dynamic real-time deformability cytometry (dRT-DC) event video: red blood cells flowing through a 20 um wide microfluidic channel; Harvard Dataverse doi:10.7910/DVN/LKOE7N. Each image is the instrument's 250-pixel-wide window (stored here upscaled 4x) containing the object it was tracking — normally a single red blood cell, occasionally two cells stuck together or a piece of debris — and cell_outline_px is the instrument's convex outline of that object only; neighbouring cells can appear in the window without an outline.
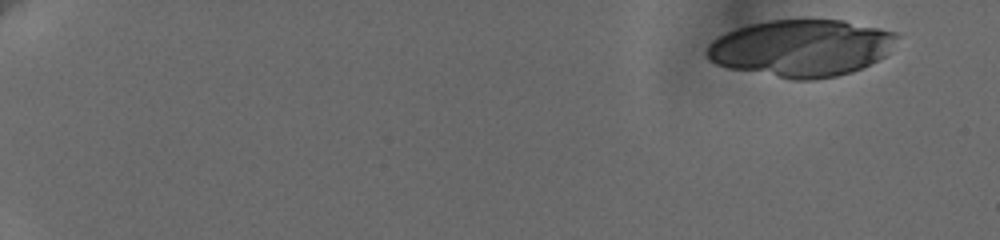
{"species": "human", "species_latin": "Homo sapiens", "temperature_condition": "cold", "stored_images_in_passage": 22, "camera_frame_rate_fps": 3000, "um_per_image_px": 0.085, "donor": {"sex": "female"}, "frame": {"image": 1, "passage_image": 1, "time_ms": 0.0, "image_size_px": [1000, 240], "cell_outline_px": [[900, 36], [888, 52], [884, 56], [852, 72], [836, 76], [812, 80], [796, 80], [728, 68], [716, 64], [704, 52], [712, 40], [736, 28], [768, 20], [844, 20], [880, 28], [896, 32]], "centroid_in_image_um": [68.12, 4.08], "position_along_channel_um": 16.9, "area_um2": 62.83}}